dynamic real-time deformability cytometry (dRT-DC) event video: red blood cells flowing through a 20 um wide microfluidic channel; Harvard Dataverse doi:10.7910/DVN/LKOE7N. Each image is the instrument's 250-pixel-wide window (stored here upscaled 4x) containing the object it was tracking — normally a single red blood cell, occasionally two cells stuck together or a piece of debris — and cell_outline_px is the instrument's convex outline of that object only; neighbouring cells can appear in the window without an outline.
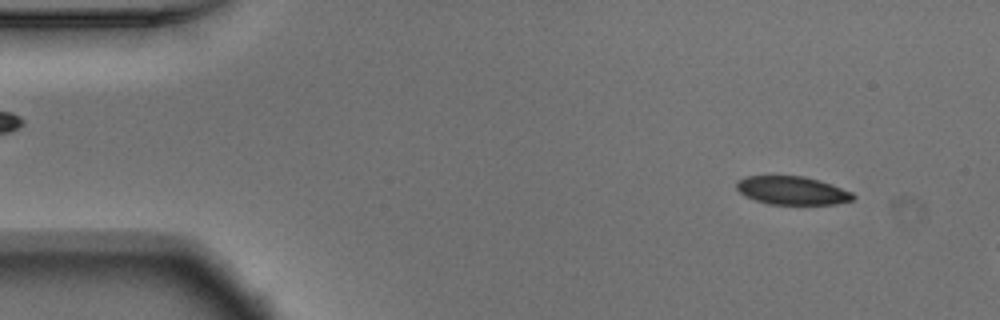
{"species": "Egyptian fruit bat (a non-hibernating species)", "species_latin": "Rousettus aegyptiacus", "temperature_condition": "warm", "stored_images_in_passage": 10, "camera_frame_rate_fps": 3000, "um_per_image_px": 0.085, "animal": {"sex": "male"}, "frame": {"image": 1, "passage_image": 4, "time_ms": 1.0, "image_size_px": [1000, 320], "cell_outline_px": [[856, 196], [852, 200], [836, 204], [768, 204], [756, 200], [740, 192], [736, 188], [736, 180], [744, 176], [804, 176], [820, 180], [832, 184], [852, 192]], "centroid_in_image_um": [67.34, 16.18], "position_along_channel_um": 17.7, "area_um2": 19.25}}